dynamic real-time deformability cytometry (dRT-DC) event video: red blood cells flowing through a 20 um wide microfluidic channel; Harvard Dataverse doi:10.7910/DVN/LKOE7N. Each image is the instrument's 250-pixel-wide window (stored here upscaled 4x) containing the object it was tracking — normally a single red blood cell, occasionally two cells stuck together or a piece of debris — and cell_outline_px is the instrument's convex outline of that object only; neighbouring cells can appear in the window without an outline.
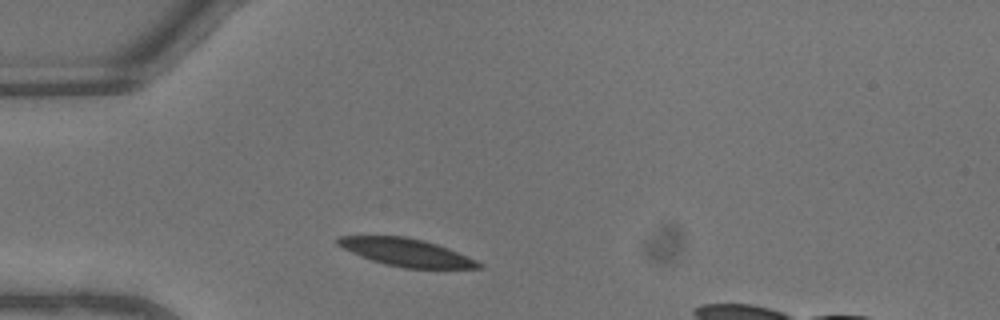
{"species": "common noctule bat (a hibernating species)", "species_latin": "Nyctalus noctula", "temperature_condition": "warm", "stored_images_in_passage": 25, "camera_frame_rate_fps": 3000, "um_per_image_px": 0.085, "animal": {"sex": "male", "body_mass_g": 13.3}, "frame": {"image": 1, "passage_image": 1, "time_ms": 0.0, "image_size_px": [1000, 320], "cell_outline_px": [[484, 268], [404, 268], [384, 264], [360, 256], [336, 244], [336, 240], [340, 236], [404, 236], [424, 240], [448, 248], [476, 260], [484, 264]], "centroid_in_image_um": [34.55, 21.45], "position_along_channel_um": 50.4, "area_um2": 22.54}}
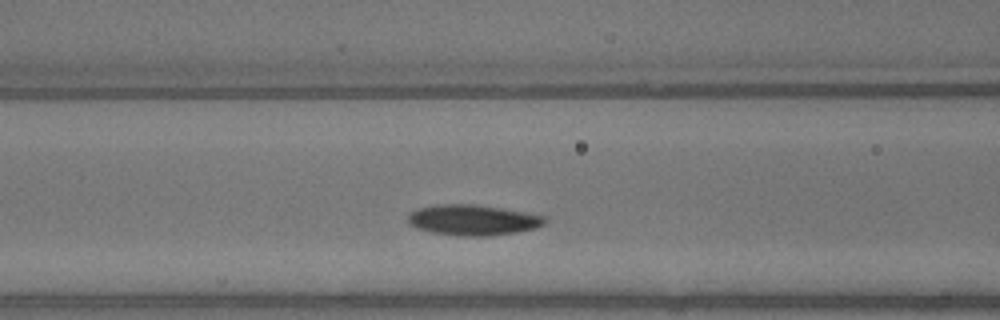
{"frame": {"image": 2, "passage_image": 7, "time_ms": 2.0, "image_size_px": [1000, 320], "cell_outline_px": [[548, 220], [544, 224], [536, 228], [516, 232], [492, 236], [460, 236], [432, 232], [416, 228], [408, 224], [408, 216], [412, 212], [420, 208], [440, 204], [472, 204], [500, 208], [544, 216]], "centroid_in_image_um": [40.2, 18.71], "position_along_channel_um": 126.4, "area_um2": 24.22}}
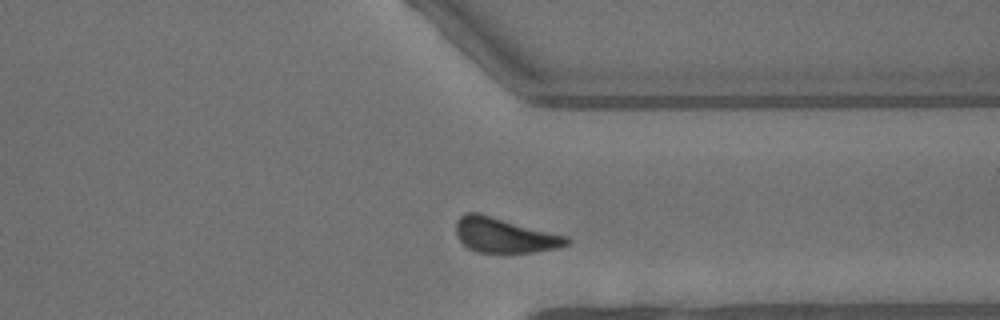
{"frame": {"image": 3, "passage_image": 23, "time_ms": 7.333, "image_size_px": [1000, 320], "cell_outline_px": [[572, 240], [568, 244], [556, 248], [532, 252], [476, 252], [468, 248], [460, 240], [456, 232], [456, 220], [464, 212], [480, 212], [568, 236]], "centroid_in_image_um": [42.88, 19.97], "position_along_channel_um": 368.5, "area_um2": 22.72}, "authors_computed_cell_mechanics": {"area_um2": 23.9292, "velocity_mm_per_s": 4.5464, "shape_relaxation_time_tau1_ms": 2.7039, "shape_relaxation_time_tau2_ms": null, "deformation_change_tau1": 0.1164, "deformation_change_tau2": null}}